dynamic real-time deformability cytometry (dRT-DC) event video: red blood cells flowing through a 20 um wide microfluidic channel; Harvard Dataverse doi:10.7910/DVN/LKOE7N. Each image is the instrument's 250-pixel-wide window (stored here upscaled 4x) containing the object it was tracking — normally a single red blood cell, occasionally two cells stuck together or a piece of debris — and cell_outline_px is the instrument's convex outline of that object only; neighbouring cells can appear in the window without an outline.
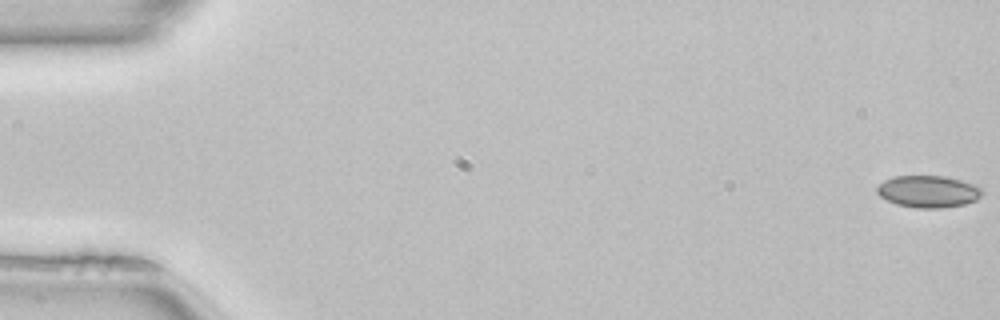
{"species": "common noctule bat (a hibernating species)", "species_latin": "Nyctalus noctula", "temperature_condition": "room temperature", "stored_images_in_passage": 51, "camera_frame_rate_fps": 3000, "um_per_image_px": 0.085, "animal": {"sex": "female", "body_mass_g": 22.7, "forearm_length_mm": 54.2}, "frame": {"image": 1, "passage_image": 1, "time_ms": 0.0, "image_size_px": [1000, 320], "cell_outline_px": [[984, 192], [976, 200], [964, 204], [940, 208], [916, 208], [896, 204], [880, 196], [876, 192], [876, 188], [884, 180], [896, 176], [944, 176], [960, 180], [972, 184], [980, 188]], "centroid_in_image_um": [78.88, 16.28], "position_along_channel_um": 6.1, "area_um2": 19.42}}
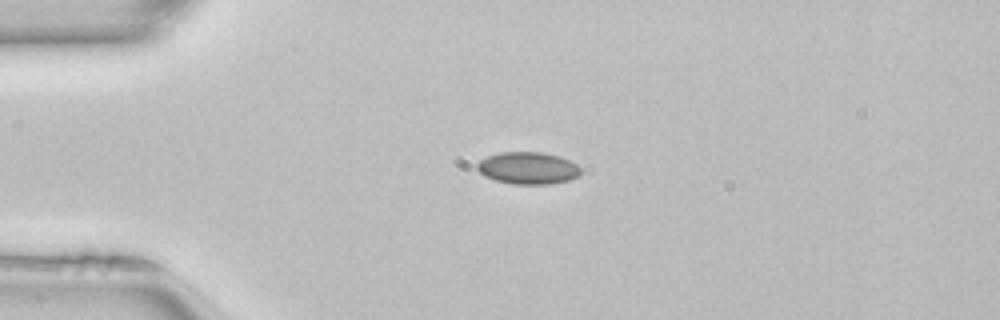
{"frame": {"image": 2, "passage_image": 13, "time_ms": 4.0, "image_size_px": [1000, 320], "cell_outline_px": [[580, 176], [568, 180], [552, 184], [512, 184], [496, 180], [484, 176], [476, 168], [476, 164], [480, 160], [488, 156], [500, 152], [544, 152], [560, 156], [576, 164], [580, 168]], "centroid_in_image_um": [44.88, 14.28], "position_along_channel_um": 40.1, "area_um2": 19.48}}
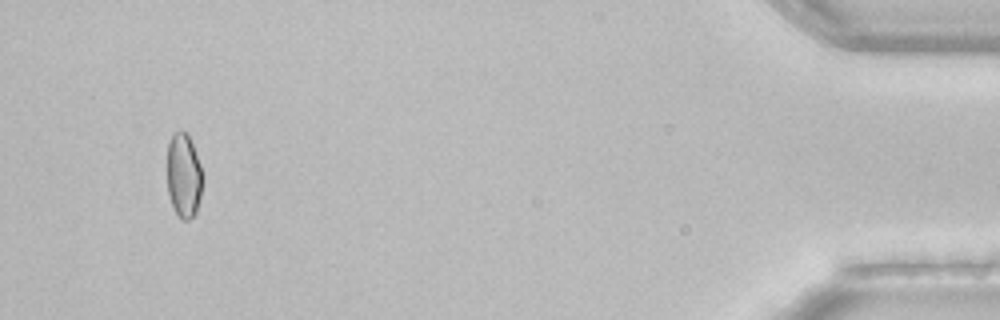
{"frame": {"image": 3, "passage_image": 49, "time_ms": 16.0, "image_size_px": [1000, 320], "cell_outline_px": [[204, 180], [196, 212], [188, 220], [180, 220], [172, 204], [168, 192], [168, 140], [172, 132], [188, 132], [200, 164], [204, 176]], "centroid_in_image_um": [15.63, 14.9], "position_along_channel_um": 419.6, "area_um2": 17.57}, "authors_computed_cell_mechanics": {"area_um2": 18.496, "velocity_mm_per_s": 4.0505, "shape_relaxation_time_tau1_ms": null, "shape_relaxation_time_tau2_ms": 4.5752, "deformation_change_tau1": null, "deformation_change_tau2": 0.0605}}